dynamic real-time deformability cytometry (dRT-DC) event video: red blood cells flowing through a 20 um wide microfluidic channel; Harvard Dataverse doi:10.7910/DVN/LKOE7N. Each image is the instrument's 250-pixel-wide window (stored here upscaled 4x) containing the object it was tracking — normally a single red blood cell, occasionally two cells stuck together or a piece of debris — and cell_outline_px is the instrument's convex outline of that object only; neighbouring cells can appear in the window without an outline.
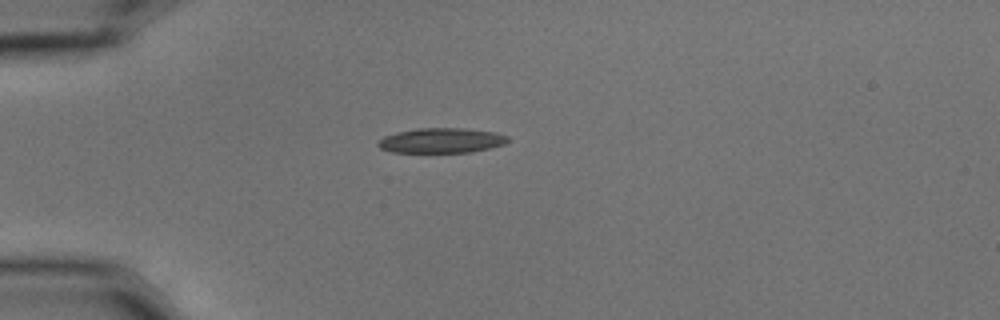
{"species": "common noctule bat (a hibernating species)", "species_latin": "Nyctalus noctula", "temperature_condition": "cold", "stored_images_in_passage": 3, "camera_frame_rate_fps": 3000, "um_per_image_px": 0.085, "animal": {"sex": "male", "body_mass_g": 15.6}, "frame": {"image": 1, "passage_image": 1, "time_ms": 0.0, "image_size_px": [1000, 320], "cell_outline_px": [[508, 140], [504, 144], [472, 152], [392, 152], [380, 148], [376, 144], [384, 136], [396, 132], [416, 128], [464, 128], [496, 132], [508, 136]], "centroid_in_image_um": [37.51, 11.93], "position_along_channel_um": 47.5, "area_um2": 18.84}}
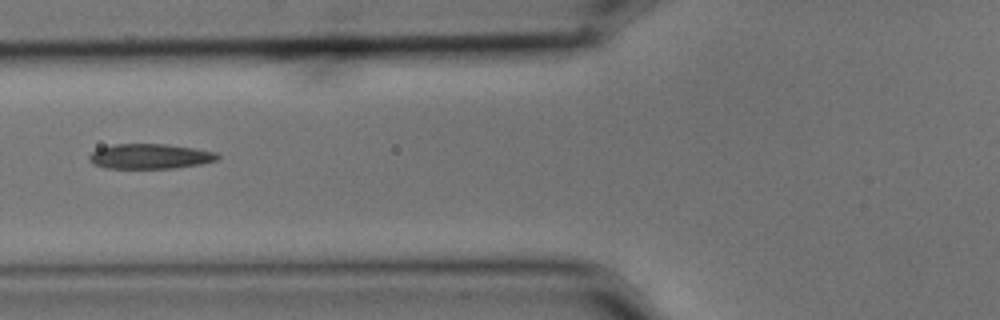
{"frame": {"image": 2, "passage_image": 3, "time_ms": 0.667, "image_size_px": [1000, 320], "cell_outline_px": [[220, 156], [216, 160], [200, 164], [176, 168], [104, 168], [92, 164], [88, 160], [88, 156], [92, 152], [100, 148], [116, 144], [168, 144], [216, 152]], "centroid_in_image_um": [12.72, 13.29], "position_along_channel_um": 113.1, "area_um2": 18.67}}